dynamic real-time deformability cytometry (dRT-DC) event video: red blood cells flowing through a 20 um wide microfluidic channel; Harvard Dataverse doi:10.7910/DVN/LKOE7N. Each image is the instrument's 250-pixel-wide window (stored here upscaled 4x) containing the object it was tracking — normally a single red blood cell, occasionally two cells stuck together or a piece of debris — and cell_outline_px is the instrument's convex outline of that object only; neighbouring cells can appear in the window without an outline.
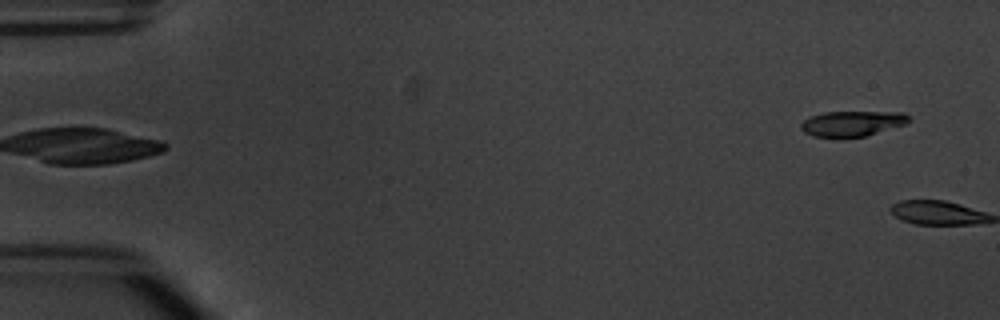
{"species": "common noctule bat (a hibernating species)", "species_latin": "Nyctalus noctula", "temperature_condition": "warm", "stored_images_in_passage": 6, "segment_of_instrument_passage": [2, 2], "camera_frame_rate_fps": 3000, "um_per_image_px": 0.085, "animal": {"sex": "male", "body_mass_g": 20.1, "forearm_length_mm": 53.5}, "frame": {"image": 1, "passage_image": 6, "time_ms": 6.0, "image_size_px": [1000, 320], "cell_outline_px": [[912, 120], [908, 124], [864, 136], [840, 140], [812, 136], [804, 132], [800, 128], [800, 124], [804, 120], [812, 116], [824, 112], [904, 112]], "centroid_in_image_um": [72.43, 10.54], "position_along_channel_um": 12.6, "area_um2": 16.53}}